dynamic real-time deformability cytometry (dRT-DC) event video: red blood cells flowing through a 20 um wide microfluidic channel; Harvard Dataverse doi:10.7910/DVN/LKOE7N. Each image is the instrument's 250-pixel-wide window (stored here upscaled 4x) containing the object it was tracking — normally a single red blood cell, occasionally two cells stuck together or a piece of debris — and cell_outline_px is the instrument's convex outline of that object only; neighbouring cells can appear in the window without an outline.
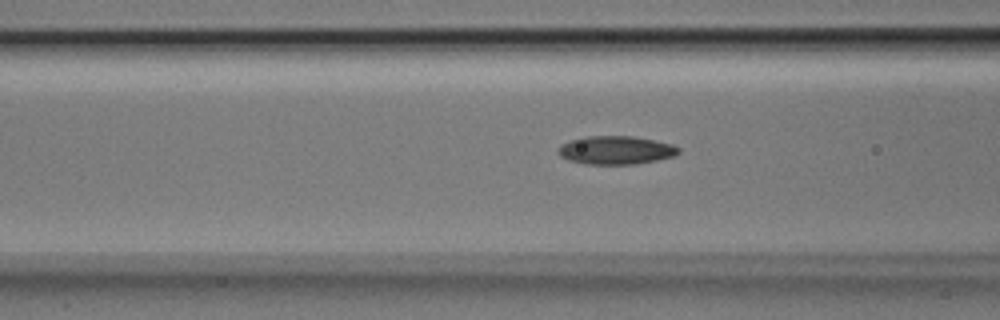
{"species": "Egyptian fruit bat (a non-hibernating species)", "species_latin": "Rousettus aegyptiacus", "temperature_condition": "room temperature", "stored_images_in_passage": 26, "camera_frame_rate_fps": 3000, "um_per_image_px": 0.085, "animal": {"sex": "male"}, "frame": {"image": 1, "passage_image": 5, "time_ms": 1.333, "image_size_px": [1000, 320], "cell_outline_px": [[680, 152], [676, 156], [636, 164], [584, 164], [568, 160], [560, 156], [556, 152], [556, 148], [560, 144], [584, 136], [632, 136], [672, 144], [680, 148]], "centroid_in_image_um": [52.31, 12.77], "position_along_channel_um": 114.3, "area_um2": 20.06}}
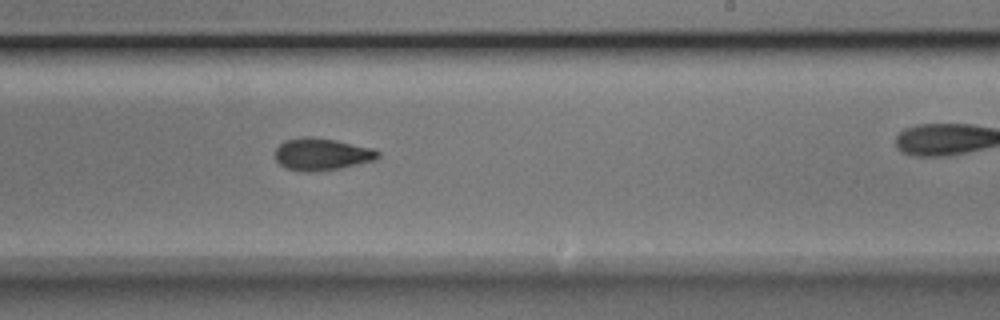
{"frame": {"image": 2, "passage_image": 16, "time_ms": 5.0, "image_size_px": [1000, 320], "cell_outline_px": [[380, 156], [376, 160], [340, 168], [316, 172], [304, 172], [288, 168], [280, 164], [276, 160], [276, 148], [284, 140], [308, 136], [312, 136], [336, 140], [372, 148], [380, 152]], "centroid_in_image_um": [27.37, 13.11], "position_along_channel_um": 261.6, "area_um2": 19.31}}
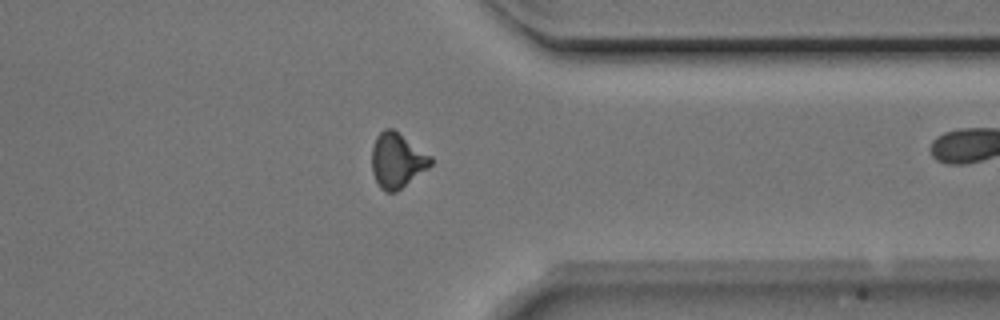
{"frame": {"image": 3, "passage_image": 25, "time_ms": 8.0, "image_size_px": [1000, 320], "cell_outline_px": [[432, 164], [428, 168], [396, 192], [384, 192], [380, 188], [372, 172], [372, 148], [376, 136], [384, 128], [392, 128], [432, 156]], "centroid_in_image_um": [33.74, 13.64], "position_along_channel_um": 377.7, "area_um2": 18.79}}